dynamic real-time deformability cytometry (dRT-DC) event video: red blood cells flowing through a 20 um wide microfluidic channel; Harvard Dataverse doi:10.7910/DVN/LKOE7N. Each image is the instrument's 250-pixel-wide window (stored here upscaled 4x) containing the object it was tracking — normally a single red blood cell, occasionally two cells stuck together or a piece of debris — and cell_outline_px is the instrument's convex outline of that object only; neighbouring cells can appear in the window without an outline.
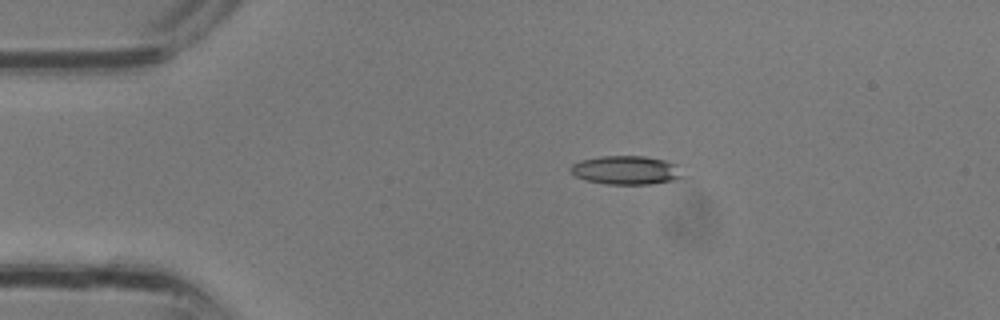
{"species": "common noctule bat (a hibernating species)", "species_latin": "Nyctalus noctula", "temperature_condition": "room temperature", "stored_images_in_passage": 27, "camera_frame_rate_fps": 3000, "um_per_image_px": 0.085, "animal": {"sex": "male", "body_mass_g": 13.3}, "frame": {"image": 1, "passage_image": 1, "time_ms": 0.0, "image_size_px": [1000, 320], "cell_outline_px": [[684, 176], [672, 180], [648, 184], [608, 184], [584, 180], [576, 176], [568, 168], [572, 164], [580, 160], [600, 156], [644, 156], [664, 160], [676, 164]], "centroid_in_image_um": [53.18, 14.45], "position_along_channel_um": 31.8, "area_um2": 18.67}}
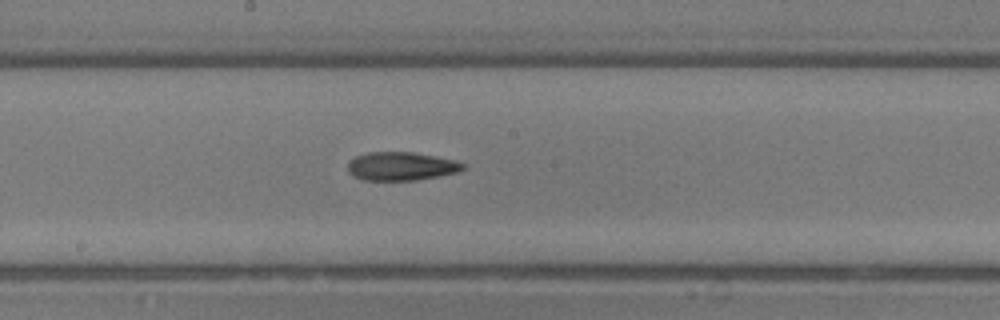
{"frame": {"image": 2, "passage_image": 12, "time_ms": 3.667, "image_size_px": [1000, 320], "cell_outline_px": [[464, 168], [456, 172], [416, 180], [364, 180], [348, 172], [348, 164], [356, 156], [368, 152], [412, 152], [456, 160], [464, 164]], "centroid_in_image_um": [34.09, 14.12], "position_along_channel_um": 214.1, "area_um2": 18.79}}
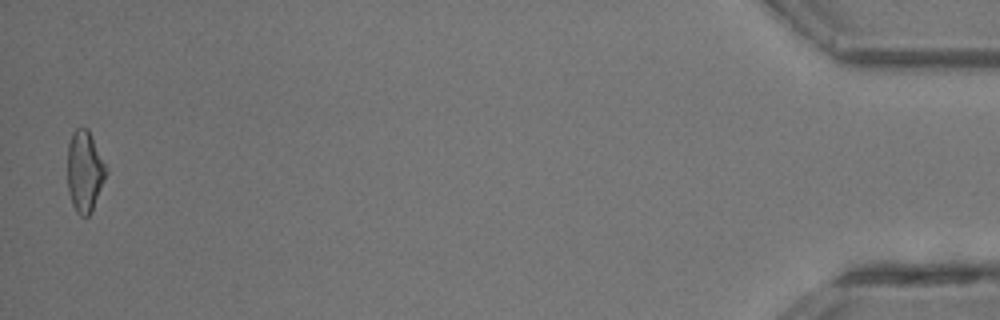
{"frame": {"image": 3, "passage_image": 27, "time_ms": 8.667, "image_size_px": [1000, 320], "cell_outline_px": [[108, 172], [92, 212], [88, 216], [80, 216], [76, 212], [72, 204], [68, 188], [68, 144], [72, 132], [76, 128], [88, 128], [108, 168]], "centroid_in_image_um": [7.22, 14.56], "position_along_channel_um": 428.0, "area_um2": 18.5}}